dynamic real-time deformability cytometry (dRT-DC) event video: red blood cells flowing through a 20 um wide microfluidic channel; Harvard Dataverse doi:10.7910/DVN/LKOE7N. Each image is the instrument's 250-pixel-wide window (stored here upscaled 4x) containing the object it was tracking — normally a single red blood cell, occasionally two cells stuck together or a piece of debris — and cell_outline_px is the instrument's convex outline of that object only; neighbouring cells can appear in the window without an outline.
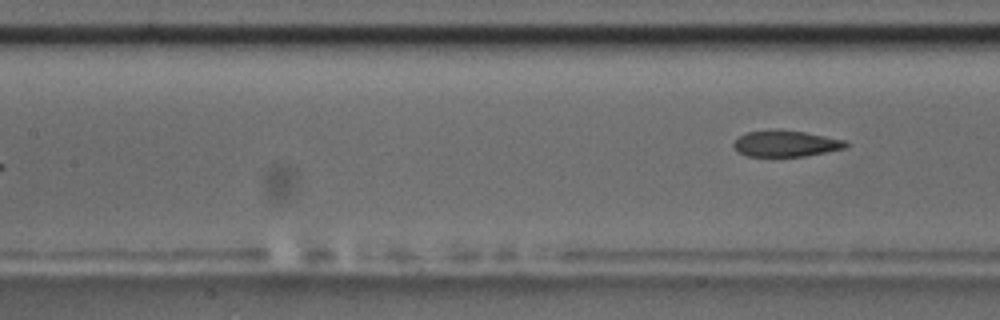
{"species": "common noctule bat (a hibernating species)", "species_latin": "Nyctalus noctula", "temperature_condition": "room temperature", "stored_images_in_passage": 7, "camera_frame_rate_fps": 3000, "um_per_image_px": 0.085, "animal": {"sex": "male", "body_mass_g": 17.5, "forearm_length_mm": 52.3}, "frame": {"image": 1, "passage_image": 7, "time_ms": 7.667, "image_size_px": [1000, 320], "cell_outline_px": [[848, 148], [804, 156], [748, 156], [740, 152], [732, 144], [744, 132], [772, 128], [776, 128], [804, 132], [848, 140]], "centroid_in_image_um": [66.83, 12.18], "position_along_channel_um": 140.6, "area_um2": 17.4}}